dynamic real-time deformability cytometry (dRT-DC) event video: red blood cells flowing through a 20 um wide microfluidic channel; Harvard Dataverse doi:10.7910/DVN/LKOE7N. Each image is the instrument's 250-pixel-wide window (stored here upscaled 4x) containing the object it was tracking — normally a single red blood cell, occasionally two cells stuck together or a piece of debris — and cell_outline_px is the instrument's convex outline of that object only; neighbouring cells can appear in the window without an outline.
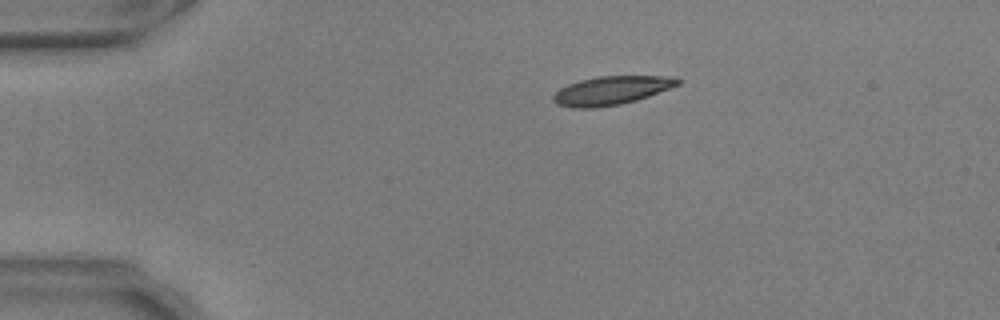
{"species": "common noctule bat (a hibernating species)", "species_latin": "Nyctalus noctula", "temperature_condition": "warm", "stored_images_in_passage": 38, "camera_frame_rate_fps": 3000, "um_per_image_px": 0.085, "animal": {"sex": "male", "body_mass_g": 17.9, "forearm_length_mm": 54.2}, "frame": {"image": 1, "passage_image": 1, "time_ms": 0.0, "image_size_px": [1000, 320], "cell_outline_px": [[680, 84], [648, 96], [636, 100], [620, 104], [596, 108], [572, 108], [556, 104], [552, 100], [552, 96], [560, 88], [568, 84], [580, 80], [600, 76], [676, 76], [680, 80]], "centroid_in_image_um": [51.95, 7.69], "position_along_channel_um": 33.1, "area_um2": 20.75}}
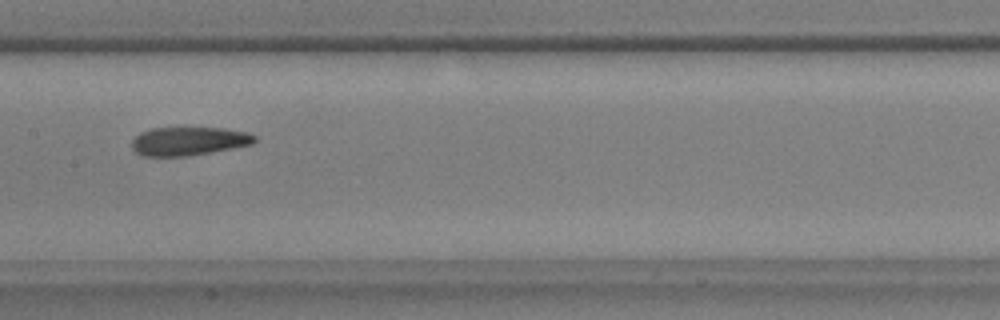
{"frame": {"image": 2, "passage_image": 18, "time_ms": 5.667, "image_size_px": [1000, 320], "cell_outline_px": [[256, 140], [252, 144], [232, 148], [188, 156], [140, 156], [132, 148], [132, 140], [140, 132], [152, 128], [224, 128], [248, 132], [256, 136]], "centroid_in_image_um": [16.03, 12.0], "position_along_channel_um": 191.4, "area_um2": 20.4}}
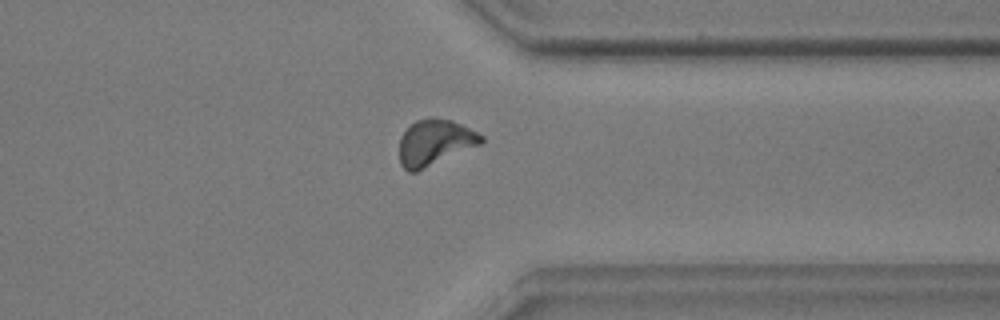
{"frame": {"image": 3, "passage_image": 33, "time_ms": 10.667, "image_size_px": [1000, 320], "cell_outline_px": [[484, 140], [480, 144], [416, 172], [408, 172], [400, 164], [400, 136], [416, 120], [428, 116], [432, 116], [452, 120], [484, 136]], "centroid_in_image_um": [36.93, 12.09], "position_along_channel_um": 374.5, "area_um2": 21.79}, "authors_computed_cell_mechanics": {"area_um2": 20.7502, "velocity_mm_per_s": 3.7079, "shape_relaxation_time_tau1_ms": null, "shape_relaxation_time_tau2_ms": 2.4104, "deformation_change_tau1": null, "deformation_change_tau2": 0.1019}}